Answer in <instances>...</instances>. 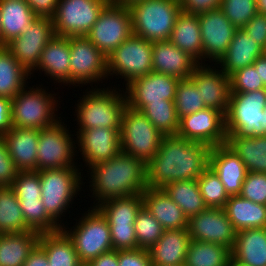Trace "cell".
Wrapping results in <instances>:
<instances>
[{
    "mask_svg": "<svg viewBox=\"0 0 266 266\" xmlns=\"http://www.w3.org/2000/svg\"><path fill=\"white\" fill-rule=\"evenodd\" d=\"M211 147L175 136L163 137L158 152L147 163L149 188H164L171 182L197 180L209 167Z\"/></svg>",
    "mask_w": 266,
    "mask_h": 266,
    "instance_id": "obj_1",
    "label": "cell"
},
{
    "mask_svg": "<svg viewBox=\"0 0 266 266\" xmlns=\"http://www.w3.org/2000/svg\"><path fill=\"white\" fill-rule=\"evenodd\" d=\"M88 170L91 198L97 202L93 207L108 199L142 194L148 187L147 164L122 151Z\"/></svg>",
    "mask_w": 266,
    "mask_h": 266,
    "instance_id": "obj_2",
    "label": "cell"
},
{
    "mask_svg": "<svg viewBox=\"0 0 266 266\" xmlns=\"http://www.w3.org/2000/svg\"><path fill=\"white\" fill-rule=\"evenodd\" d=\"M95 85L83 92L75 104V120L80 127L77 130L91 128L121 129L122 115L127 107L124 90L117 87L97 88ZM110 88V89H109ZM119 90V91H118ZM123 92V93H122ZM85 94V95H84ZM77 109V110H76Z\"/></svg>",
    "mask_w": 266,
    "mask_h": 266,
    "instance_id": "obj_3",
    "label": "cell"
},
{
    "mask_svg": "<svg viewBox=\"0 0 266 266\" xmlns=\"http://www.w3.org/2000/svg\"><path fill=\"white\" fill-rule=\"evenodd\" d=\"M79 168L45 169L39 171L41 200L47 214L62 228L61 217L72 207L73 199L82 191L83 182ZM79 191V192H78ZM60 222V223H59Z\"/></svg>",
    "mask_w": 266,
    "mask_h": 266,
    "instance_id": "obj_4",
    "label": "cell"
},
{
    "mask_svg": "<svg viewBox=\"0 0 266 266\" xmlns=\"http://www.w3.org/2000/svg\"><path fill=\"white\" fill-rule=\"evenodd\" d=\"M129 8L133 34L152 42L170 39L181 12L180 0H143Z\"/></svg>",
    "mask_w": 266,
    "mask_h": 266,
    "instance_id": "obj_5",
    "label": "cell"
},
{
    "mask_svg": "<svg viewBox=\"0 0 266 266\" xmlns=\"http://www.w3.org/2000/svg\"><path fill=\"white\" fill-rule=\"evenodd\" d=\"M39 86L28 88L26 85L12 98L13 127L41 130L53 126L60 120L61 117L56 115L59 106L55 97L57 94L47 92L40 84Z\"/></svg>",
    "mask_w": 266,
    "mask_h": 266,
    "instance_id": "obj_6",
    "label": "cell"
},
{
    "mask_svg": "<svg viewBox=\"0 0 266 266\" xmlns=\"http://www.w3.org/2000/svg\"><path fill=\"white\" fill-rule=\"evenodd\" d=\"M88 209L71 229L65 225L61 228L73 241L81 263H89L102 253L113 250L107 219L96 207Z\"/></svg>",
    "mask_w": 266,
    "mask_h": 266,
    "instance_id": "obj_7",
    "label": "cell"
},
{
    "mask_svg": "<svg viewBox=\"0 0 266 266\" xmlns=\"http://www.w3.org/2000/svg\"><path fill=\"white\" fill-rule=\"evenodd\" d=\"M265 106L266 89L231 93L225 114L226 134L242 137L266 135L261 128Z\"/></svg>",
    "mask_w": 266,
    "mask_h": 266,
    "instance_id": "obj_8",
    "label": "cell"
},
{
    "mask_svg": "<svg viewBox=\"0 0 266 266\" xmlns=\"http://www.w3.org/2000/svg\"><path fill=\"white\" fill-rule=\"evenodd\" d=\"M162 138L163 135L143 113L128 106L125 108L120 129L122 152L147 164L158 152Z\"/></svg>",
    "mask_w": 266,
    "mask_h": 266,
    "instance_id": "obj_9",
    "label": "cell"
},
{
    "mask_svg": "<svg viewBox=\"0 0 266 266\" xmlns=\"http://www.w3.org/2000/svg\"><path fill=\"white\" fill-rule=\"evenodd\" d=\"M152 41L132 34L107 57L109 76L124 78L125 86L134 79L153 72Z\"/></svg>",
    "mask_w": 266,
    "mask_h": 266,
    "instance_id": "obj_10",
    "label": "cell"
},
{
    "mask_svg": "<svg viewBox=\"0 0 266 266\" xmlns=\"http://www.w3.org/2000/svg\"><path fill=\"white\" fill-rule=\"evenodd\" d=\"M67 125L59 120L53 126L39 130L37 149V171L59 168H79L76 141L71 137ZM77 152V154H76Z\"/></svg>",
    "mask_w": 266,
    "mask_h": 266,
    "instance_id": "obj_11",
    "label": "cell"
},
{
    "mask_svg": "<svg viewBox=\"0 0 266 266\" xmlns=\"http://www.w3.org/2000/svg\"><path fill=\"white\" fill-rule=\"evenodd\" d=\"M132 34L130 8L109 2L85 37L108 57Z\"/></svg>",
    "mask_w": 266,
    "mask_h": 266,
    "instance_id": "obj_12",
    "label": "cell"
},
{
    "mask_svg": "<svg viewBox=\"0 0 266 266\" xmlns=\"http://www.w3.org/2000/svg\"><path fill=\"white\" fill-rule=\"evenodd\" d=\"M110 0H59L52 18L55 35L86 36Z\"/></svg>",
    "mask_w": 266,
    "mask_h": 266,
    "instance_id": "obj_13",
    "label": "cell"
},
{
    "mask_svg": "<svg viewBox=\"0 0 266 266\" xmlns=\"http://www.w3.org/2000/svg\"><path fill=\"white\" fill-rule=\"evenodd\" d=\"M69 43L70 85L89 83L93 88V83L108 79L107 57L88 38L69 37Z\"/></svg>",
    "mask_w": 266,
    "mask_h": 266,
    "instance_id": "obj_14",
    "label": "cell"
},
{
    "mask_svg": "<svg viewBox=\"0 0 266 266\" xmlns=\"http://www.w3.org/2000/svg\"><path fill=\"white\" fill-rule=\"evenodd\" d=\"M54 35L55 31L52 19L36 17L32 21L31 28L8 42L6 48L31 75L37 68L42 51Z\"/></svg>",
    "mask_w": 266,
    "mask_h": 266,
    "instance_id": "obj_15",
    "label": "cell"
},
{
    "mask_svg": "<svg viewBox=\"0 0 266 266\" xmlns=\"http://www.w3.org/2000/svg\"><path fill=\"white\" fill-rule=\"evenodd\" d=\"M180 79L156 72L129 82L125 87L127 106L141 111L151 102L174 101Z\"/></svg>",
    "mask_w": 266,
    "mask_h": 266,
    "instance_id": "obj_16",
    "label": "cell"
},
{
    "mask_svg": "<svg viewBox=\"0 0 266 266\" xmlns=\"http://www.w3.org/2000/svg\"><path fill=\"white\" fill-rule=\"evenodd\" d=\"M177 136L202 142L210 147L226 143L225 115L213 108H204L179 119Z\"/></svg>",
    "mask_w": 266,
    "mask_h": 266,
    "instance_id": "obj_17",
    "label": "cell"
},
{
    "mask_svg": "<svg viewBox=\"0 0 266 266\" xmlns=\"http://www.w3.org/2000/svg\"><path fill=\"white\" fill-rule=\"evenodd\" d=\"M187 230L191 240L220 244L230 250L237 233L223 208L210 207L190 217Z\"/></svg>",
    "mask_w": 266,
    "mask_h": 266,
    "instance_id": "obj_18",
    "label": "cell"
},
{
    "mask_svg": "<svg viewBox=\"0 0 266 266\" xmlns=\"http://www.w3.org/2000/svg\"><path fill=\"white\" fill-rule=\"evenodd\" d=\"M203 62H215L226 53L237 28L226 18L220 8L198 14ZM209 59V60H207Z\"/></svg>",
    "mask_w": 266,
    "mask_h": 266,
    "instance_id": "obj_19",
    "label": "cell"
},
{
    "mask_svg": "<svg viewBox=\"0 0 266 266\" xmlns=\"http://www.w3.org/2000/svg\"><path fill=\"white\" fill-rule=\"evenodd\" d=\"M212 65L198 64L189 78L200 91L205 106L221 111L225 115L231 94L230 76L223 70L216 69L215 63L213 66L215 69Z\"/></svg>",
    "mask_w": 266,
    "mask_h": 266,
    "instance_id": "obj_20",
    "label": "cell"
},
{
    "mask_svg": "<svg viewBox=\"0 0 266 266\" xmlns=\"http://www.w3.org/2000/svg\"><path fill=\"white\" fill-rule=\"evenodd\" d=\"M75 136L83 162L87 168L108 161L121 152L120 129L91 128L78 130Z\"/></svg>",
    "mask_w": 266,
    "mask_h": 266,
    "instance_id": "obj_21",
    "label": "cell"
},
{
    "mask_svg": "<svg viewBox=\"0 0 266 266\" xmlns=\"http://www.w3.org/2000/svg\"><path fill=\"white\" fill-rule=\"evenodd\" d=\"M209 167L217 174L229 196L240 194L247 169L226 144L211 147Z\"/></svg>",
    "mask_w": 266,
    "mask_h": 266,
    "instance_id": "obj_22",
    "label": "cell"
},
{
    "mask_svg": "<svg viewBox=\"0 0 266 266\" xmlns=\"http://www.w3.org/2000/svg\"><path fill=\"white\" fill-rule=\"evenodd\" d=\"M153 72L188 79L199 64L188 53L184 52L169 40L153 41Z\"/></svg>",
    "mask_w": 266,
    "mask_h": 266,
    "instance_id": "obj_23",
    "label": "cell"
},
{
    "mask_svg": "<svg viewBox=\"0 0 266 266\" xmlns=\"http://www.w3.org/2000/svg\"><path fill=\"white\" fill-rule=\"evenodd\" d=\"M35 70L44 71L54 83L70 87V43L69 37L54 35L40 55Z\"/></svg>",
    "mask_w": 266,
    "mask_h": 266,
    "instance_id": "obj_24",
    "label": "cell"
},
{
    "mask_svg": "<svg viewBox=\"0 0 266 266\" xmlns=\"http://www.w3.org/2000/svg\"><path fill=\"white\" fill-rule=\"evenodd\" d=\"M2 138L19 171H37L39 130L12 127Z\"/></svg>",
    "mask_w": 266,
    "mask_h": 266,
    "instance_id": "obj_25",
    "label": "cell"
},
{
    "mask_svg": "<svg viewBox=\"0 0 266 266\" xmlns=\"http://www.w3.org/2000/svg\"><path fill=\"white\" fill-rule=\"evenodd\" d=\"M142 197L143 205L164 230L187 229L188 218L163 188L147 187Z\"/></svg>",
    "mask_w": 266,
    "mask_h": 266,
    "instance_id": "obj_26",
    "label": "cell"
},
{
    "mask_svg": "<svg viewBox=\"0 0 266 266\" xmlns=\"http://www.w3.org/2000/svg\"><path fill=\"white\" fill-rule=\"evenodd\" d=\"M190 241L187 229L164 230L161 238L147 249L151 263L159 266L184 265Z\"/></svg>",
    "mask_w": 266,
    "mask_h": 266,
    "instance_id": "obj_27",
    "label": "cell"
},
{
    "mask_svg": "<svg viewBox=\"0 0 266 266\" xmlns=\"http://www.w3.org/2000/svg\"><path fill=\"white\" fill-rule=\"evenodd\" d=\"M263 55V48L253 38L237 29L226 53L216 63L226 75L231 76L234 72L253 65L256 59ZM219 66V67H218Z\"/></svg>",
    "mask_w": 266,
    "mask_h": 266,
    "instance_id": "obj_28",
    "label": "cell"
},
{
    "mask_svg": "<svg viewBox=\"0 0 266 266\" xmlns=\"http://www.w3.org/2000/svg\"><path fill=\"white\" fill-rule=\"evenodd\" d=\"M231 257L247 266H266V228L237 232Z\"/></svg>",
    "mask_w": 266,
    "mask_h": 266,
    "instance_id": "obj_29",
    "label": "cell"
},
{
    "mask_svg": "<svg viewBox=\"0 0 266 266\" xmlns=\"http://www.w3.org/2000/svg\"><path fill=\"white\" fill-rule=\"evenodd\" d=\"M3 47L31 28L37 17L25 0H0Z\"/></svg>",
    "mask_w": 266,
    "mask_h": 266,
    "instance_id": "obj_30",
    "label": "cell"
},
{
    "mask_svg": "<svg viewBox=\"0 0 266 266\" xmlns=\"http://www.w3.org/2000/svg\"><path fill=\"white\" fill-rule=\"evenodd\" d=\"M169 41L203 64V49L198 14L181 11Z\"/></svg>",
    "mask_w": 266,
    "mask_h": 266,
    "instance_id": "obj_31",
    "label": "cell"
},
{
    "mask_svg": "<svg viewBox=\"0 0 266 266\" xmlns=\"http://www.w3.org/2000/svg\"><path fill=\"white\" fill-rule=\"evenodd\" d=\"M234 229L266 228V205L254 203L240 195L230 196L223 208Z\"/></svg>",
    "mask_w": 266,
    "mask_h": 266,
    "instance_id": "obj_32",
    "label": "cell"
},
{
    "mask_svg": "<svg viewBox=\"0 0 266 266\" xmlns=\"http://www.w3.org/2000/svg\"><path fill=\"white\" fill-rule=\"evenodd\" d=\"M225 144L243 161L247 172L266 173V135L227 134Z\"/></svg>",
    "mask_w": 266,
    "mask_h": 266,
    "instance_id": "obj_33",
    "label": "cell"
},
{
    "mask_svg": "<svg viewBox=\"0 0 266 266\" xmlns=\"http://www.w3.org/2000/svg\"><path fill=\"white\" fill-rule=\"evenodd\" d=\"M41 233L28 232L0 235V266H23L31 251L36 247Z\"/></svg>",
    "mask_w": 266,
    "mask_h": 266,
    "instance_id": "obj_34",
    "label": "cell"
},
{
    "mask_svg": "<svg viewBox=\"0 0 266 266\" xmlns=\"http://www.w3.org/2000/svg\"><path fill=\"white\" fill-rule=\"evenodd\" d=\"M38 244L44 249L50 266H79L73 241L61 229L57 232L41 233Z\"/></svg>",
    "mask_w": 266,
    "mask_h": 266,
    "instance_id": "obj_35",
    "label": "cell"
},
{
    "mask_svg": "<svg viewBox=\"0 0 266 266\" xmlns=\"http://www.w3.org/2000/svg\"><path fill=\"white\" fill-rule=\"evenodd\" d=\"M30 76L6 47H0V97H15Z\"/></svg>",
    "mask_w": 266,
    "mask_h": 266,
    "instance_id": "obj_36",
    "label": "cell"
},
{
    "mask_svg": "<svg viewBox=\"0 0 266 266\" xmlns=\"http://www.w3.org/2000/svg\"><path fill=\"white\" fill-rule=\"evenodd\" d=\"M142 206V194H135L108 199L96 208L107 219L109 225H134L138 211Z\"/></svg>",
    "mask_w": 266,
    "mask_h": 266,
    "instance_id": "obj_37",
    "label": "cell"
},
{
    "mask_svg": "<svg viewBox=\"0 0 266 266\" xmlns=\"http://www.w3.org/2000/svg\"><path fill=\"white\" fill-rule=\"evenodd\" d=\"M163 189L182 209L188 219L207 208L200 193L197 180L171 182Z\"/></svg>",
    "mask_w": 266,
    "mask_h": 266,
    "instance_id": "obj_38",
    "label": "cell"
},
{
    "mask_svg": "<svg viewBox=\"0 0 266 266\" xmlns=\"http://www.w3.org/2000/svg\"><path fill=\"white\" fill-rule=\"evenodd\" d=\"M231 250L223 245L191 240L184 266H227Z\"/></svg>",
    "mask_w": 266,
    "mask_h": 266,
    "instance_id": "obj_39",
    "label": "cell"
},
{
    "mask_svg": "<svg viewBox=\"0 0 266 266\" xmlns=\"http://www.w3.org/2000/svg\"><path fill=\"white\" fill-rule=\"evenodd\" d=\"M19 200L10 186L0 187V235L28 232Z\"/></svg>",
    "mask_w": 266,
    "mask_h": 266,
    "instance_id": "obj_40",
    "label": "cell"
},
{
    "mask_svg": "<svg viewBox=\"0 0 266 266\" xmlns=\"http://www.w3.org/2000/svg\"><path fill=\"white\" fill-rule=\"evenodd\" d=\"M155 128L163 135L175 136L179 127L174 101L151 102L141 111Z\"/></svg>",
    "mask_w": 266,
    "mask_h": 266,
    "instance_id": "obj_41",
    "label": "cell"
},
{
    "mask_svg": "<svg viewBox=\"0 0 266 266\" xmlns=\"http://www.w3.org/2000/svg\"><path fill=\"white\" fill-rule=\"evenodd\" d=\"M26 225L40 233L57 232L61 230L45 211L41 198H17Z\"/></svg>",
    "mask_w": 266,
    "mask_h": 266,
    "instance_id": "obj_42",
    "label": "cell"
},
{
    "mask_svg": "<svg viewBox=\"0 0 266 266\" xmlns=\"http://www.w3.org/2000/svg\"><path fill=\"white\" fill-rule=\"evenodd\" d=\"M174 104L178 119L206 108L200 91L190 78L179 81Z\"/></svg>",
    "mask_w": 266,
    "mask_h": 266,
    "instance_id": "obj_43",
    "label": "cell"
},
{
    "mask_svg": "<svg viewBox=\"0 0 266 266\" xmlns=\"http://www.w3.org/2000/svg\"><path fill=\"white\" fill-rule=\"evenodd\" d=\"M200 193L207 207L224 208L229 195L217 174L208 167L197 179Z\"/></svg>",
    "mask_w": 266,
    "mask_h": 266,
    "instance_id": "obj_44",
    "label": "cell"
},
{
    "mask_svg": "<svg viewBox=\"0 0 266 266\" xmlns=\"http://www.w3.org/2000/svg\"><path fill=\"white\" fill-rule=\"evenodd\" d=\"M137 245L139 248L148 249L163 235L164 228L143 205L134 222Z\"/></svg>",
    "mask_w": 266,
    "mask_h": 266,
    "instance_id": "obj_45",
    "label": "cell"
},
{
    "mask_svg": "<svg viewBox=\"0 0 266 266\" xmlns=\"http://www.w3.org/2000/svg\"><path fill=\"white\" fill-rule=\"evenodd\" d=\"M220 9L237 29H242L258 13L256 0H221Z\"/></svg>",
    "mask_w": 266,
    "mask_h": 266,
    "instance_id": "obj_46",
    "label": "cell"
},
{
    "mask_svg": "<svg viewBox=\"0 0 266 266\" xmlns=\"http://www.w3.org/2000/svg\"><path fill=\"white\" fill-rule=\"evenodd\" d=\"M231 93H245L266 89L253 65L244 67L230 76Z\"/></svg>",
    "mask_w": 266,
    "mask_h": 266,
    "instance_id": "obj_47",
    "label": "cell"
},
{
    "mask_svg": "<svg viewBox=\"0 0 266 266\" xmlns=\"http://www.w3.org/2000/svg\"><path fill=\"white\" fill-rule=\"evenodd\" d=\"M17 198H41V185L38 171H19L10 186Z\"/></svg>",
    "mask_w": 266,
    "mask_h": 266,
    "instance_id": "obj_48",
    "label": "cell"
},
{
    "mask_svg": "<svg viewBox=\"0 0 266 266\" xmlns=\"http://www.w3.org/2000/svg\"><path fill=\"white\" fill-rule=\"evenodd\" d=\"M239 195L254 203L266 205V173L247 172Z\"/></svg>",
    "mask_w": 266,
    "mask_h": 266,
    "instance_id": "obj_49",
    "label": "cell"
},
{
    "mask_svg": "<svg viewBox=\"0 0 266 266\" xmlns=\"http://www.w3.org/2000/svg\"><path fill=\"white\" fill-rule=\"evenodd\" d=\"M113 249H138L134 225H109Z\"/></svg>",
    "mask_w": 266,
    "mask_h": 266,
    "instance_id": "obj_50",
    "label": "cell"
},
{
    "mask_svg": "<svg viewBox=\"0 0 266 266\" xmlns=\"http://www.w3.org/2000/svg\"><path fill=\"white\" fill-rule=\"evenodd\" d=\"M19 170L11 159L5 140L0 136V187L11 186Z\"/></svg>",
    "mask_w": 266,
    "mask_h": 266,
    "instance_id": "obj_51",
    "label": "cell"
},
{
    "mask_svg": "<svg viewBox=\"0 0 266 266\" xmlns=\"http://www.w3.org/2000/svg\"><path fill=\"white\" fill-rule=\"evenodd\" d=\"M243 31L253 38L263 49L266 46V15L257 13L243 28Z\"/></svg>",
    "mask_w": 266,
    "mask_h": 266,
    "instance_id": "obj_52",
    "label": "cell"
},
{
    "mask_svg": "<svg viewBox=\"0 0 266 266\" xmlns=\"http://www.w3.org/2000/svg\"><path fill=\"white\" fill-rule=\"evenodd\" d=\"M119 266H151L147 249L118 250Z\"/></svg>",
    "mask_w": 266,
    "mask_h": 266,
    "instance_id": "obj_53",
    "label": "cell"
},
{
    "mask_svg": "<svg viewBox=\"0 0 266 266\" xmlns=\"http://www.w3.org/2000/svg\"><path fill=\"white\" fill-rule=\"evenodd\" d=\"M181 11L200 14L220 8L221 0H180Z\"/></svg>",
    "mask_w": 266,
    "mask_h": 266,
    "instance_id": "obj_54",
    "label": "cell"
},
{
    "mask_svg": "<svg viewBox=\"0 0 266 266\" xmlns=\"http://www.w3.org/2000/svg\"><path fill=\"white\" fill-rule=\"evenodd\" d=\"M37 17L53 18L59 0H25Z\"/></svg>",
    "mask_w": 266,
    "mask_h": 266,
    "instance_id": "obj_55",
    "label": "cell"
},
{
    "mask_svg": "<svg viewBox=\"0 0 266 266\" xmlns=\"http://www.w3.org/2000/svg\"><path fill=\"white\" fill-rule=\"evenodd\" d=\"M11 100L7 97H0V136L13 127Z\"/></svg>",
    "mask_w": 266,
    "mask_h": 266,
    "instance_id": "obj_56",
    "label": "cell"
},
{
    "mask_svg": "<svg viewBox=\"0 0 266 266\" xmlns=\"http://www.w3.org/2000/svg\"><path fill=\"white\" fill-rule=\"evenodd\" d=\"M23 266H50L44 249L37 244Z\"/></svg>",
    "mask_w": 266,
    "mask_h": 266,
    "instance_id": "obj_57",
    "label": "cell"
},
{
    "mask_svg": "<svg viewBox=\"0 0 266 266\" xmlns=\"http://www.w3.org/2000/svg\"><path fill=\"white\" fill-rule=\"evenodd\" d=\"M88 264L90 266H119L118 251L113 249L102 253L97 258L92 259Z\"/></svg>",
    "mask_w": 266,
    "mask_h": 266,
    "instance_id": "obj_58",
    "label": "cell"
},
{
    "mask_svg": "<svg viewBox=\"0 0 266 266\" xmlns=\"http://www.w3.org/2000/svg\"><path fill=\"white\" fill-rule=\"evenodd\" d=\"M256 71H258V75L260 80L263 82L266 88V56L262 55L256 59L253 63Z\"/></svg>",
    "mask_w": 266,
    "mask_h": 266,
    "instance_id": "obj_59",
    "label": "cell"
},
{
    "mask_svg": "<svg viewBox=\"0 0 266 266\" xmlns=\"http://www.w3.org/2000/svg\"><path fill=\"white\" fill-rule=\"evenodd\" d=\"M143 1V0H110V2L117 4V5H122L125 7H130L132 4Z\"/></svg>",
    "mask_w": 266,
    "mask_h": 266,
    "instance_id": "obj_60",
    "label": "cell"
},
{
    "mask_svg": "<svg viewBox=\"0 0 266 266\" xmlns=\"http://www.w3.org/2000/svg\"><path fill=\"white\" fill-rule=\"evenodd\" d=\"M257 12L266 15V0H256Z\"/></svg>",
    "mask_w": 266,
    "mask_h": 266,
    "instance_id": "obj_61",
    "label": "cell"
},
{
    "mask_svg": "<svg viewBox=\"0 0 266 266\" xmlns=\"http://www.w3.org/2000/svg\"><path fill=\"white\" fill-rule=\"evenodd\" d=\"M227 266H247V265L242 264V263L236 261L233 257H231L229 259V262H228V265Z\"/></svg>",
    "mask_w": 266,
    "mask_h": 266,
    "instance_id": "obj_62",
    "label": "cell"
},
{
    "mask_svg": "<svg viewBox=\"0 0 266 266\" xmlns=\"http://www.w3.org/2000/svg\"><path fill=\"white\" fill-rule=\"evenodd\" d=\"M261 128L266 132V106L264 110L263 124H261Z\"/></svg>",
    "mask_w": 266,
    "mask_h": 266,
    "instance_id": "obj_63",
    "label": "cell"
},
{
    "mask_svg": "<svg viewBox=\"0 0 266 266\" xmlns=\"http://www.w3.org/2000/svg\"><path fill=\"white\" fill-rule=\"evenodd\" d=\"M0 47H3V37L1 32V9H0Z\"/></svg>",
    "mask_w": 266,
    "mask_h": 266,
    "instance_id": "obj_64",
    "label": "cell"
},
{
    "mask_svg": "<svg viewBox=\"0 0 266 266\" xmlns=\"http://www.w3.org/2000/svg\"><path fill=\"white\" fill-rule=\"evenodd\" d=\"M79 266H90L88 263H81Z\"/></svg>",
    "mask_w": 266,
    "mask_h": 266,
    "instance_id": "obj_65",
    "label": "cell"
},
{
    "mask_svg": "<svg viewBox=\"0 0 266 266\" xmlns=\"http://www.w3.org/2000/svg\"><path fill=\"white\" fill-rule=\"evenodd\" d=\"M263 55L266 56V46H265V48L263 49Z\"/></svg>",
    "mask_w": 266,
    "mask_h": 266,
    "instance_id": "obj_66",
    "label": "cell"
},
{
    "mask_svg": "<svg viewBox=\"0 0 266 266\" xmlns=\"http://www.w3.org/2000/svg\"><path fill=\"white\" fill-rule=\"evenodd\" d=\"M151 266H159V265H154V264H152ZM177 266H184V265H177Z\"/></svg>",
    "mask_w": 266,
    "mask_h": 266,
    "instance_id": "obj_67",
    "label": "cell"
}]
</instances>
